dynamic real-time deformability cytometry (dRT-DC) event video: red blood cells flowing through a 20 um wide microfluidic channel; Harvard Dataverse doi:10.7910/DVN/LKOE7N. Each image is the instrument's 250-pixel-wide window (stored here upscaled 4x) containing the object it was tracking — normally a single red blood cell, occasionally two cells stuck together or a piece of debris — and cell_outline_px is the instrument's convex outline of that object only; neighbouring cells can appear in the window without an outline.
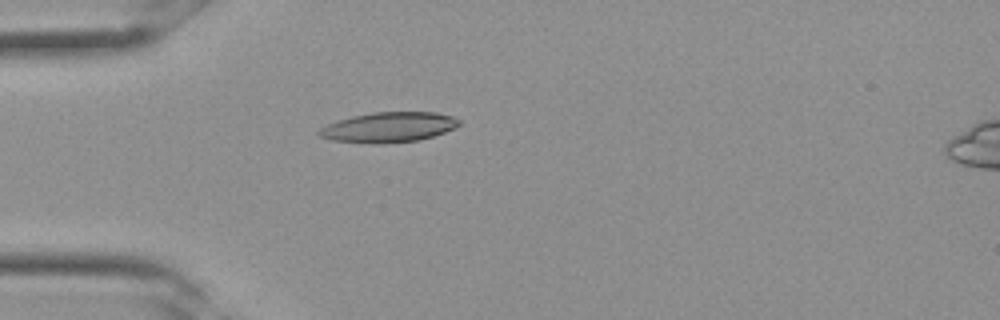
{"species": "Egyptian fruit bat (a non-hibernating species)", "species_latin": "Rousettus aegyptiacus", "temperature_condition": "room temperature", "stored_images_in_passage": 27, "camera_frame_rate_fps": 3000, "um_per_image_px": 0.085, "frame": {"image": 1, "passage_image": 4, "time_ms": 1.0, "image_size_px": [1000, 320], "cell_outline_px": [[460, 124], [444, 132], [420, 140], [376, 144], [372, 144], [332, 140], [320, 136], [316, 132], [320, 128], [328, 124], [352, 116], [372, 112], [436, 112], [452, 116], [460, 120]], "centroid_in_image_um": [33.02, 10.81], "position_along_channel_um": 52.0, "area_um2": 24.45}}
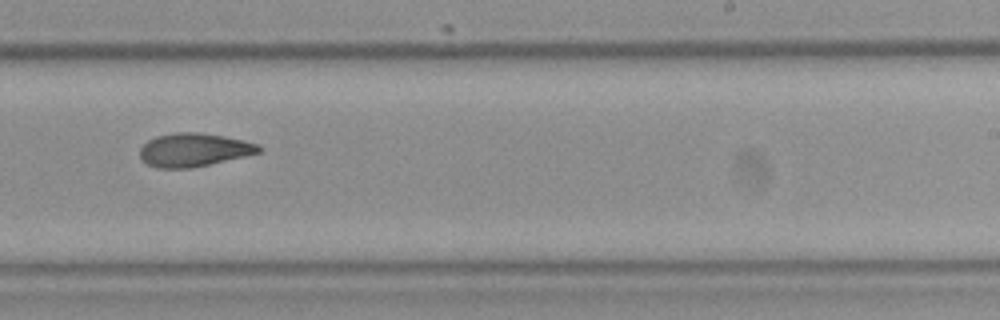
{"frame": {"image": 2, "passage_image": 15, "time_ms": 4.667, "image_size_px": [1000, 320], "cell_outline_px": [[260, 152], [248, 156], [192, 168], [156, 168], [140, 160], [140, 148], [148, 140], [156, 136], [176, 132], [196, 132], [224, 136], [244, 140], [260, 144]], "centroid_in_image_um": [16.48, 12.74], "position_along_channel_um": 272.5, "area_um2": 23.35}}
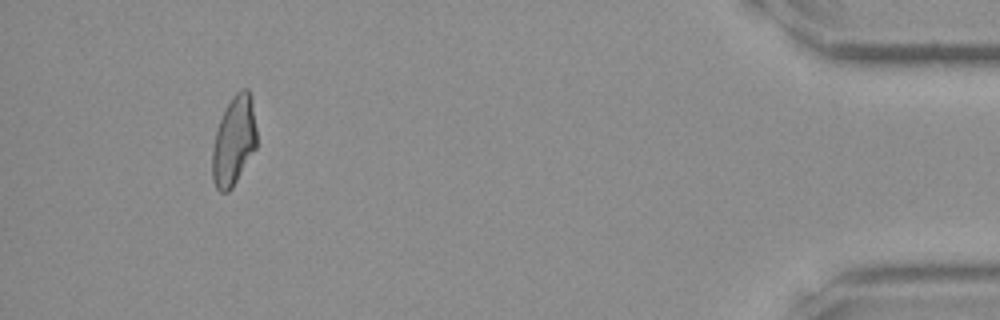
{"frame": {"image": 3, "passage_image": 25, "time_ms": 8.0, "image_size_px": [1000, 320], "cell_outline_px": [[256, 148], [232, 188], [228, 192], [220, 192], [216, 188], [212, 180], [212, 148], [216, 132], [220, 120], [232, 96], [240, 88], [248, 88], [252, 100], [256, 128]], "centroid_in_image_um": [19.87, 11.98], "position_along_channel_um": 415.3, "area_um2": 23.06}}